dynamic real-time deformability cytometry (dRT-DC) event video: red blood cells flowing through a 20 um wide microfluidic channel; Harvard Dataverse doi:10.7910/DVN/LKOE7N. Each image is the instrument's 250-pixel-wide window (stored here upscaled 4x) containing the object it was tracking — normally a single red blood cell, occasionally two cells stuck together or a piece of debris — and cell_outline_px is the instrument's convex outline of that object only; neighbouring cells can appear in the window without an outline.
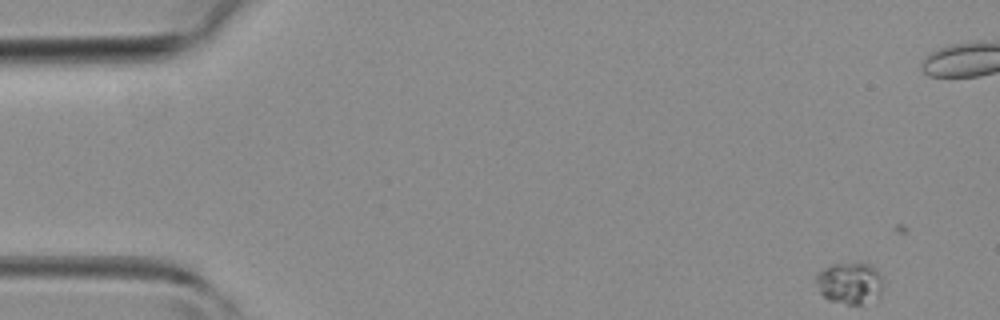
{"species": "common noctule bat (a hibernating species)", "species_latin": "Nyctalus noctula", "temperature_condition": "room temperature", "stored_images_in_passage": 13, "camera_frame_rate_fps": 3000, "um_per_image_px": 0.085, "animal": {"sex": "female", "body_mass_g": 19.3, "forearm_length_mm": 54.1}, "frame": {"image": 1, "passage_image": 3, "time_ms": 0.667, "image_size_px": [1000, 320], "cell_outline_px": [[884, 284], [880, 296], [860, 304], [848, 304], [828, 300], [820, 292], [812, 280], [824, 268], [832, 264], [860, 260], [872, 264], [880, 272]], "centroid_in_image_um": [72.25, 24.0], "position_along_channel_um": 12.8, "area_um2": 16.99}}